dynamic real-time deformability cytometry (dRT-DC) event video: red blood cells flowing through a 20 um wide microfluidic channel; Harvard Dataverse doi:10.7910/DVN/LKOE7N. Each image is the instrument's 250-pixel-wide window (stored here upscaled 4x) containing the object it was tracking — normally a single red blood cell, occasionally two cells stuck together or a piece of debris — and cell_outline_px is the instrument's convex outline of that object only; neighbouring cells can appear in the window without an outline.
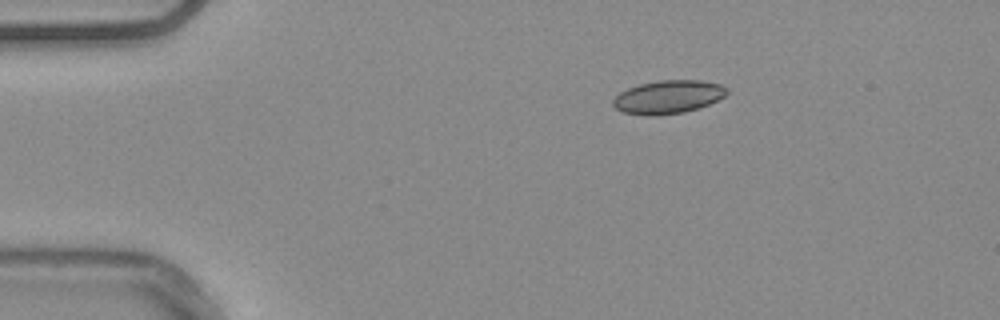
{"species": "common noctule bat (a hibernating species)", "species_latin": "Nyctalus noctula", "temperature_condition": "warm", "stored_images_in_passage": 46, "camera_frame_rate_fps": 3000, "um_per_image_px": 0.085, "animal": {"sex": "male", "body_mass_g": 20.4}, "frame": {"image": 1, "passage_image": 1, "time_ms": 0.0, "image_size_px": [1000, 320], "cell_outline_px": [[728, 92], [724, 96], [700, 108], [684, 112], [652, 116], [648, 116], [624, 112], [616, 108], [612, 104], [612, 100], [620, 92], [628, 88], [640, 84], [660, 80], [700, 80], [720, 84], [728, 88]], "centroid_in_image_um": [56.79, 8.24], "position_along_channel_um": 28.2, "area_um2": 22.02}}
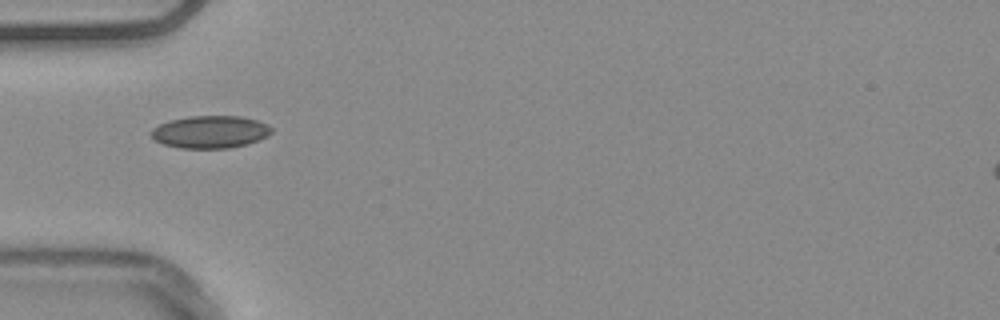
{"frame": {"image": 2, "passage_image": 9, "time_ms": 2.667, "image_size_px": [1000, 320], "cell_outline_px": [[272, 132], [268, 136], [260, 140], [248, 144], [232, 148], [180, 148], [164, 144], [156, 140], [148, 132], [152, 128], [168, 120], [188, 116], [240, 116], [256, 120], [268, 124], [272, 128]], "centroid_in_image_um": [17.88, 11.21], "position_along_channel_um": 67.1, "area_um2": 23.0}}
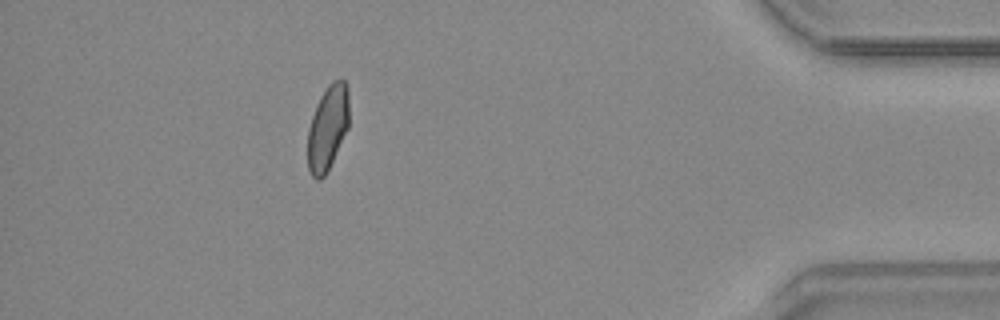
{"frame": {"image": 3, "passage_image": 40, "time_ms": 13.0, "image_size_px": [1000, 320], "cell_outline_px": [[348, 128], [324, 176], [320, 180], [316, 180], [312, 176], [308, 168], [308, 128], [316, 104], [320, 96], [328, 84], [332, 80], [340, 76], [344, 80], [348, 88]], "centroid_in_image_um": [27.85, 10.8], "position_along_channel_um": 407.4, "area_um2": 20.46}, "authors_computed_cell_mechanics": {"area_um2": 21.097, "velocity_mm_per_s": 3.7624, "shape_relaxation_time_tau1_ms": 10.0669, "shape_relaxation_time_tau2_ms": 1.0316, "deformation_change_tau1": 0.1378, "deformation_change_tau2": 0.0495}}